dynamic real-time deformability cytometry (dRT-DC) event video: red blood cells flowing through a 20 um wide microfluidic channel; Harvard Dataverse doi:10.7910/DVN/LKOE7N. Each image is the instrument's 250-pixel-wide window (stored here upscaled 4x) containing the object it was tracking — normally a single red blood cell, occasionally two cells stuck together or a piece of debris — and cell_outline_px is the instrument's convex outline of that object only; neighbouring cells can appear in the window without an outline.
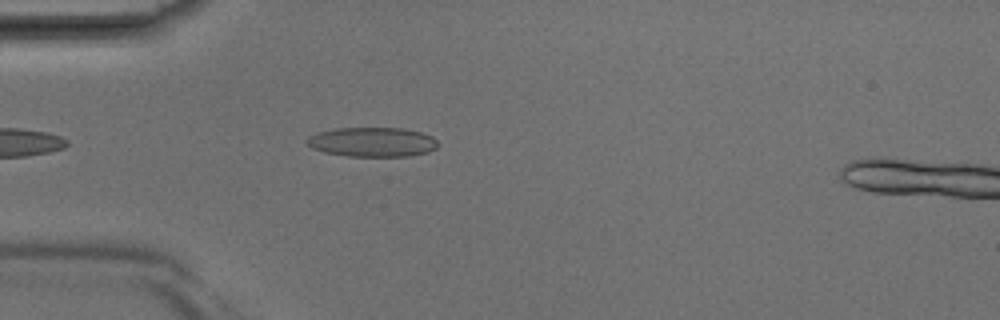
{"species": "Egyptian fruit bat (a non-hibernating species)", "species_latin": "Rousettus aegyptiacus", "temperature_condition": "room temperature", "stored_images_in_passage": 28, "camera_frame_rate_fps": 3000, "um_per_image_px": 0.085, "animal": {"sex": "male"}, "frame": {"image": 1, "passage_image": 1, "time_ms": 0.0, "image_size_px": [1000, 320], "cell_outline_px": [[436, 148], [428, 152], [408, 156], [348, 156], [324, 152], [312, 148], [304, 140], [308, 136], [320, 132], [336, 128], [400, 128], [420, 132], [432, 136], [436, 140]], "centroid_in_image_um": [31.62, 12.07], "position_along_channel_um": 53.4, "area_um2": 22.37}}
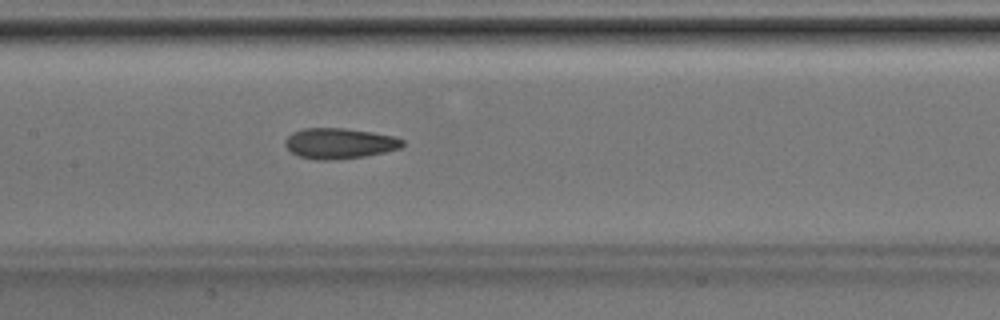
{"frame": {"image": 2, "passage_image": 9, "time_ms": 2.667, "image_size_px": [1000, 320], "cell_outline_px": [[404, 144], [400, 148], [384, 152], [364, 156], [336, 160], [316, 160], [300, 156], [292, 152], [284, 144], [284, 140], [292, 132], [304, 128], [344, 128], [372, 132], [396, 136], [404, 140]], "centroid_in_image_um": [28.86, 12.18], "position_along_channel_um": 178.5, "area_um2": 20.98}}